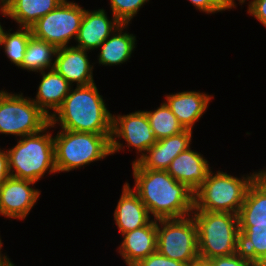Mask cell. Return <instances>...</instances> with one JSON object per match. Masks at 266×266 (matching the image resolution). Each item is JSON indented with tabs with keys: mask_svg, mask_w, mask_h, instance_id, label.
<instances>
[{
	"mask_svg": "<svg viewBox=\"0 0 266 266\" xmlns=\"http://www.w3.org/2000/svg\"><path fill=\"white\" fill-rule=\"evenodd\" d=\"M133 190L153 219L182 218L194 209V192L167 171L132 169Z\"/></svg>",
	"mask_w": 266,
	"mask_h": 266,
	"instance_id": "cell-1",
	"label": "cell"
},
{
	"mask_svg": "<svg viewBox=\"0 0 266 266\" xmlns=\"http://www.w3.org/2000/svg\"><path fill=\"white\" fill-rule=\"evenodd\" d=\"M72 86L62 105L50 116L54 128L76 132L112 134V113L95 83Z\"/></svg>",
	"mask_w": 266,
	"mask_h": 266,
	"instance_id": "cell-2",
	"label": "cell"
},
{
	"mask_svg": "<svg viewBox=\"0 0 266 266\" xmlns=\"http://www.w3.org/2000/svg\"><path fill=\"white\" fill-rule=\"evenodd\" d=\"M51 128L49 124L36 134L17 138V144L6 150L11 177L36 183L47 171V174L57 173Z\"/></svg>",
	"mask_w": 266,
	"mask_h": 266,
	"instance_id": "cell-3",
	"label": "cell"
},
{
	"mask_svg": "<svg viewBox=\"0 0 266 266\" xmlns=\"http://www.w3.org/2000/svg\"><path fill=\"white\" fill-rule=\"evenodd\" d=\"M197 226L199 259L210 260L240 251L238 215L229 212L192 211Z\"/></svg>",
	"mask_w": 266,
	"mask_h": 266,
	"instance_id": "cell-4",
	"label": "cell"
},
{
	"mask_svg": "<svg viewBox=\"0 0 266 266\" xmlns=\"http://www.w3.org/2000/svg\"><path fill=\"white\" fill-rule=\"evenodd\" d=\"M262 171L261 169L238 178L220 170L214 173L211 169L206 180L194 192L193 211L229 212L238 215L248 187Z\"/></svg>",
	"mask_w": 266,
	"mask_h": 266,
	"instance_id": "cell-5",
	"label": "cell"
},
{
	"mask_svg": "<svg viewBox=\"0 0 266 266\" xmlns=\"http://www.w3.org/2000/svg\"><path fill=\"white\" fill-rule=\"evenodd\" d=\"M111 134L76 132L61 129L54 136L57 173L70 172L111 155Z\"/></svg>",
	"mask_w": 266,
	"mask_h": 266,
	"instance_id": "cell-6",
	"label": "cell"
},
{
	"mask_svg": "<svg viewBox=\"0 0 266 266\" xmlns=\"http://www.w3.org/2000/svg\"><path fill=\"white\" fill-rule=\"evenodd\" d=\"M50 124L48 117L23 93L0 91V134L23 137L40 132Z\"/></svg>",
	"mask_w": 266,
	"mask_h": 266,
	"instance_id": "cell-7",
	"label": "cell"
},
{
	"mask_svg": "<svg viewBox=\"0 0 266 266\" xmlns=\"http://www.w3.org/2000/svg\"><path fill=\"white\" fill-rule=\"evenodd\" d=\"M157 251L188 266L198 260L197 226L193 217L158 219Z\"/></svg>",
	"mask_w": 266,
	"mask_h": 266,
	"instance_id": "cell-8",
	"label": "cell"
},
{
	"mask_svg": "<svg viewBox=\"0 0 266 266\" xmlns=\"http://www.w3.org/2000/svg\"><path fill=\"white\" fill-rule=\"evenodd\" d=\"M84 10L76 2L64 0L30 27L32 35L57 49L67 47L77 38Z\"/></svg>",
	"mask_w": 266,
	"mask_h": 266,
	"instance_id": "cell-9",
	"label": "cell"
},
{
	"mask_svg": "<svg viewBox=\"0 0 266 266\" xmlns=\"http://www.w3.org/2000/svg\"><path fill=\"white\" fill-rule=\"evenodd\" d=\"M124 139L125 145L120 143ZM157 142L145 111H135L127 115H112V134L110 138L111 155L124 147H133L138 153L132 163H136L146 151Z\"/></svg>",
	"mask_w": 266,
	"mask_h": 266,
	"instance_id": "cell-10",
	"label": "cell"
},
{
	"mask_svg": "<svg viewBox=\"0 0 266 266\" xmlns=\"http://www.w3.org/2000/svg\"><path fill=\"white\" fill-rule=\"evenodd\" d=\"M35 182L9 177L0 186V215L8 219L24 220L41 194Z\"/></svg>",
	"mask_w": 266,
	"mask_h": 266,
	"instance_id": "cell-11",
	"label": "cell"
},
{
	"mask_svg": "<svg viewBox=\"0 0 266 266\" xmlns=\"http://www.w3.org/2000/svg\"><path fill=\"white\" fill-rule=\"evenodd\" d=\"M192 134L191 130L185 129L178 134L157 140L136 163H132V169L167 171L172 160L191 147Z\"/></svg>",
	"mask_w": 266,
	"mask_h": 266,
	"instance_id": "cell-12",
	"label": "cell"
},
{
	"mask_svg": "<svg viewBox=\"0 0 266 266\" xmlns=\"http://www.w3.org/2000/svg\"><path fill=\"white\" fill-rule=\"evenodd\" d=\"M87 52L89 51L76 46L58 48L54 69L71 85L76 83V86H86L95 83L94 66L90 64Z\"/></svg>",
	"mask_w": 266,
	"mask_h": 266,
	"instance_id": "cell-13",
	"label": "cell"
},
{
	"mask_svg": "<svg viewBox=\"0 0 266 266\" xmlns=\"http://www.w3.org/2000/svg\"><path fill=\"white\" fill-rule=\"evenodd\" d=\"M122 23L112 15L110 20L104 9L84 10L76 38V47L87 51L97 49Z\"/></svg>",
	"mask_w": 266,
	"mask_h": 266,
	"instance_id": "cell-14",
	"label": "cell"
},
{
	"mask_svg": "<svg viewBox=\"0 0 266 266\" xmlns=\"http://www.w3.org/2000/svg\"><path fill=\"white\" fill-rule=\"evenodd\" d=\"M123 240L118 247V253L127 266H135L157 251V220L148 225L122 234Z\"/></svg>",
	"mask_w": 266,
	"mask_h": 266,
	"instance_id": "cell-15",
	"label": "cell"
},
{
	"mask_svg": "<svg viewBox=\"0 0 266 266\" xmlns=\"http://www.w3.org/2000/svg\"><path fill=\"white\" fill-rule=\"evenodd\" d=\"M205 157L189 147L176 156L167 172L178 182L184 183L195 192L206 180L211 167Z\"/></svg>",
	"mask_w": 266,
	"mask_h": 266,
	"instance_id": "cell-16",
	"label": "cell"
},
{
	"mask_svg": "<svg viewBox=\"0 0 266 266\" xmlns=\"http://www.w3.org/2000/svg\"><path fill=\"white\" fill-rule=\"evenodd\" d=\"M129 183L123 185L122 194L114 210V221L121 235L148 225L153 218Z\"/></svg>",
	"mask_w": 266,
	"mask_h": 266,
	"instance_id": "cell-17",
	"label": "cell"
},
{
	"mask_svg": "<svg viewBox=\"0 0 266 266\" xmlns=\"http://www.w3.org/2000/svg\"><path fill=\"white\" fill-rule=\"evenodd\" d=\"M166 104L184 129L191 130L206 112L212 95L200 91H184L165 95Z\"/></svg>",
	"mask_w": 266,
	"mask_h": 266,
	"instance_id": "cell-18",
	"label": "cell"
},
{
	"mask_svg": "<svg viewBox=\"0 0 266 266\" xmlns=\"http://www.w3.org/2000/svg\"><path fill=\"white\" fill-rule=\"evenodd\" d=\"M42 79L32 101L48 116L56 112L70 92L72 85L55 69L40 72ZM50 110H53L51 113Z\"/></svg>",
	"mask_w": 266,
	"mask_h": 266,
	"instance_id": "cell-19",
	"label": "cell"
},
{
	"mask_svg": "<svg viewBox=\"0 0 266 266\" xmlns=\"http://www.w3.org/2000/svg\"><path fill=\"white\" fill-rule=\"evenodd\" d=\"M264 169L248 187L238 214L239 226L266 225V168Z\"/></svg>",
	"mask_w": 266,
	"mask_h": 266,
	"instance_id": "cell-20",
	"label": "cell"
},
{
	"mask_svg": "<svg viewBox=\"0 0 266 266\" xmlns=\"http://www.w3.org/2000/svg\"><path fill=\"white\" fill-rule=\"evenodd\" d=\"M129 24H121L98 48V62L104 66L121 65L130 60L136 48V36L124 30Z\"/></svg>",
	"mask_w": 266,
	"mask_h": 266,
	"instance_id": "cell-21",
	"label": "cell"
},
{
	"mask_svg": "<svg viewBox=\"0 0 266 266\" xmlns=\"http://www.w3.org/2000/svg\"><path fill=\"white\" fill-rule=\"evenodd\" d=\"M64 0H7L3 5L5 17H10L19 27L30 28Z\"/></svg>",
	"mask_w": 266,
	"mask_h": 266,
	"instance_id": "cell-22",
	"label": "cell"
},
{
	"mask_svg": "<svg viewBox=\"0 0 266 266\" xmlns=\"http://www.w3.org/2000/svg\"><path fill=\"white\" fill-rule=\"evenodd\" d=\"M56 52L55 46L32 35L20 69L37 73L54 69Z\"/></svg>",
	"mask_w": 266,
	"mask_h": 266,
	"instance_id": "cell-23",
	"label": "cell"
},
{
	"mask_svg": "<svg viewBox=\"0 0 266 266\" xmlns=\"http://www.w3.org/2000/svg\"><path fill=\"white\" fill-rule=\"evenodd\" d=\"M240 251L255 265L266 266V225L239 226Z\"/></svg>",
	"mask_w": 266,
	"mask_h": 266,
	"instance_id": "cell-24",
	"label": "cell"
},
{
	"mask_svg": "<svg viewBox=\"0 0 266 266\" xmlns=\"http://www.w3.org/2000/svg\"><path fill=\"white\" fill-rule=\"evenodd\" d=\"M11 30L12 29L7 32L2 26L0 32V46L3 47L5 55L11 63L20 68L32 32L28 27H18L13 33L10 32Z\"/></svg>",
	"mask_w": 266,
	"mask_h": 266,
	"instance_id": "cell-25",
	"label": "cell"
},
{
	"mask_svg": "<svg viewBox=\"0 0 266 266\" xmlns=\"http://www.w3.org/2000/svg\"><path fill=\"white\" fill-rule=\"evenodd\" d=\"M157 140L178 134L185 129L165 102L157 109L145 111Z\"/></svg>",
	"mask_w": 266,
	"mask_h": 266,
	"instance_id": "cell-26",
	"label": "cell"
},
{
	"mask_svg": "<svg viewBox=\"0 0 266 266\" xmlns=\"http://www.w3.org/2000/svg\"><path fill=\"white\" fill-rule=\"evenodd\" d=\"M149 0H110L112 15L122 24H129Z\"/></svg>",
	"mask_w": 266,
	"mask_h": 266,
	"instance_id": "cell-27",
	"label": "cell"
},
{
	"mask_svg": "<svg viewBox=\"0 0 266 266\" xmlns=\"http://www.w3.org/2000/svg\"><path fill=\"white\" fill-rule=\"evenodd\" d=\"M212 266H255L241 251L208 260Z\"/></svg>",
	"mask_w": 266,
	"mask_h": 266,
	"instance_id": "cell-28",
	"label": "cell"
},
{
	"mask_svg": "<svg viewBox=\"0 0 266 266\" xmlns=\"http://www.w3.org/2000/svg\"><path fill=\"white\" fill-rule=\"evenodd\" d=\"M196 8L205 14H212L232 9L225 0H189Z\"/></svg>",
	"mask_w": 266,
	"mask_h": 266,
	"instance_id": "cell-29",
	"label": "cell"
},
{
	"mask_svg": "<svg viewBox=\"0 0 266 266\" xmlns=\"http://www.w3.org/2000/svg\"><path fill=\"white\" fill-rule=\"evenodd\" d=\"M135 266H188L187 264L173 260L155 251Z\"/></svg>",
	"mask_w": 266,
	"mask_h": 266,
	"instance_id": "cell-30",
	"label": "cell"
},
{
	"mask_svg": "<svg viewBox=\"0 0 266 266\" xmlns=\"http://www.w3.org/2000/svg\"><path fill=\"white\" fill-rule=\"evenodd\" d=\"M248 3L247 13L266 27V0H251Z\"/></svg>",
	"mask_w": 266,
	"mask_h": 266,
	"instance_id": "cell-31",
	"label": "cell"
},
{
	"mask_svg": "<svg viewBox=\"0 0 266 266\" xmlns=\"http://www.w3.org/2000/svg\"><path fill=\"white\" fill-rule=\"evenodd\" d=\"M10 177L8 155L0 148V186Z\"/></svg>",
	"mask_w": 266,
	"mask_h": 266,
	"instance_id": "cell-32",
	"label": "cell"
},
{
	"mask_svg": "<svg viewBox=\"0 0 266 266\" xmlns=\"http://www.w3.org/2000/svg\"><path fill=\"white\" fill-rule=\"evenodd\" d=\"M189 266H212L209 261L198 259L192 262Z\"/></svg>",
	"mask_w": 266,
	"mask_h": 266,
	"instance_id": "cell-33",
	"label": "cell"
},
{
	"mask_svg": "<svg viewBox=\"0 0 266 266\" xmlns=\"http://www.w3.org/2000/svg\"><path fill=\"white\" fill-rule=\"evenodd\" d=\"M11 259L0 252V266H5Z\"/></svg>",
	"mask_w": 266,
	"mask_h": 266,
	"instance_id": "cell-34",
	"label": "cell"
},
{
	"mask_svg": "<svg viewBox=\"0 0 266 266\" xmlns=\"http://www.w3.org/2000/svg\"><path fill=\"white\" fill-rule=\"evenodd\" d=\"M225 1L228 3V5H229L231 8H235L236 5H237V4H235V3H236L235 0H225ZM238 1H239V3H241V4H239V5H242V4L245 3L246 0H238Z\"/></svg>",
	"mask_w": 266,
	"mask_h": 266,
	"instance_id": "cell-35",
	"label": "cell"
},
{
	"mask_svg": "<svg viewBox=\"0 0 266 266\" xmlns=\"http://www.w3.org/2000/svg\"><path fill=\"white\" fill-rule=\"evenodd\" d=\"M0 14H2L4 16V11H3V7L0 5ZM1 23V22H0ZM2 26L0 24V32H1Z\"/></svg>",
	"mask_w": 266,
	"mask_h": 266,
	"instance_id": "cell-36",
	"label": "cell"
},
{
	"mask_svg": "<svg viewBox=\"0 0 266 266\" xmlns=\"http://www.w3.org/2000/svg\"><path fill=\"white\" fill-rule=\"evenodd\" d=\"M5 266H16L13 264V262L10 260Z\"/></svg>",
	"mask_w": 266,
	"mask_h": 266,
	"instance_id": "cell-37",
	"label": "cell"
},
{
	"mask_svg": "<svg viewBox=\"0 0 266 266\" xmlns=\"http://www.w3.org/2000/svg\"><path fill=\"white\" fill-rule=\"evenodd\" d=\"M2 246H3V242H2V240H1V236H0V252H2V251H1Z\"/></svg>",
	"mask_w": 266,
	"mask_h": 266,
	"instance_id": "cell-38",
	"label": "cell"
},
{
	"mask_svg": "<svg viewBox=\"0 0 266 266\" xmlns=\"http://www.w3.org/2000/svg\"><path fill=\"white\" fill-rule=\"evenodd\" d=\"M7 0H0V5L2 6Z\"/></svg>",
	"mask_w": 266,
	"mask_h": 266,
	"instance_id": "cell-39",
	"label": "cell"
}]
</instances>
